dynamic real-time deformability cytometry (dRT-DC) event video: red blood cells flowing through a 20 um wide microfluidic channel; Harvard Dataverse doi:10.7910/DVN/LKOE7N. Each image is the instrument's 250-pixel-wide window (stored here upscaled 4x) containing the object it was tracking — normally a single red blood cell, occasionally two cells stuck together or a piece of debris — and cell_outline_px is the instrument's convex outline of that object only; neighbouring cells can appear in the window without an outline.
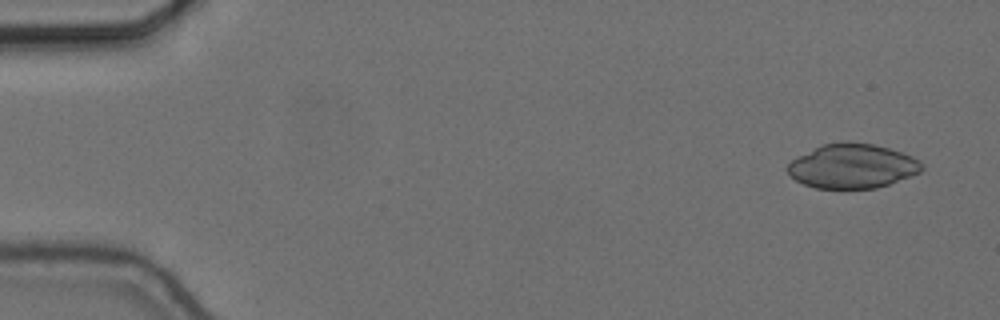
{"species": "common noctule bat (a hibernating species)", "species_latin": "Nyctalus noctula", "temperature_condition": "cold", "stored_images_in_passage": 30, "camera_frame_rate_fps": 3000, "um_per_image_px": 0.085, "animal": {"sex": "female", "body_mass_g": 24.6, "forearm_length_mm": 56.2}, "frame": {"image": 1, "passage_image": 3, "time_ms": 0.667, "image_size_px": [1000, 320], "cell_outline_px": [[924, 168], [920, 172], [888, 184], [876, 188], [816, 188], [804, 184], [796, 180], [788, 172], [788, 164], [796, 156], [824, 144], [844, 140], [848, 140], [872, 144], [888, 148], [912, 156], [920, 160], [924, 164]], "centroid_in_image_um": [72.46, 14.1], "position_along_channel_um": 12.5, "area_um2": 34.68}}